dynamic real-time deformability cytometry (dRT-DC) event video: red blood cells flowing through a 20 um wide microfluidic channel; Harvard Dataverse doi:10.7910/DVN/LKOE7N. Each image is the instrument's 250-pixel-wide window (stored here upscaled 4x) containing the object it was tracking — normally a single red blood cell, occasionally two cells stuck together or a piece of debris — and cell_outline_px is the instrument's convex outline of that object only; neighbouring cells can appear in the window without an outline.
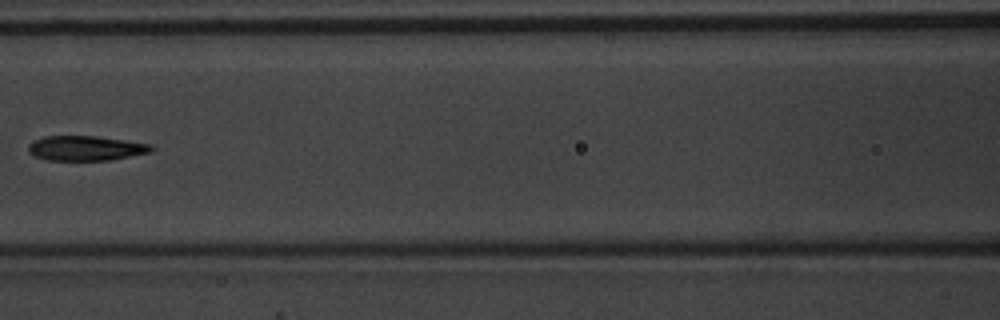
{"species": "common noctule bat (a hibernating species)", "species_latin": "Nyctalus noctula", "temperature_condition": "warm", "stored_images_in_passage": 7, "camera_frame_rate_fps": 3000, "um_per_image_px": 0.085, "animal": {"sex": "male", "body_mass_g": 20.1, "forearm_length_mm": 53.5}, "frame": {"image": 1, "passage_image": 7, "time_ms": 2.0, "image_size_px": [1000, 320], "cell_outline_px": [[156, 148], [148, 152], [112, 160], [48, 160], [36, 156], [28, 152], [28, 144], [44, 136], [96, 136], [152, 144]], "centroid_in_image_um": [7.3, 12.59], "position_along_channel_um": 159.3, "area_um2": 17.69}}